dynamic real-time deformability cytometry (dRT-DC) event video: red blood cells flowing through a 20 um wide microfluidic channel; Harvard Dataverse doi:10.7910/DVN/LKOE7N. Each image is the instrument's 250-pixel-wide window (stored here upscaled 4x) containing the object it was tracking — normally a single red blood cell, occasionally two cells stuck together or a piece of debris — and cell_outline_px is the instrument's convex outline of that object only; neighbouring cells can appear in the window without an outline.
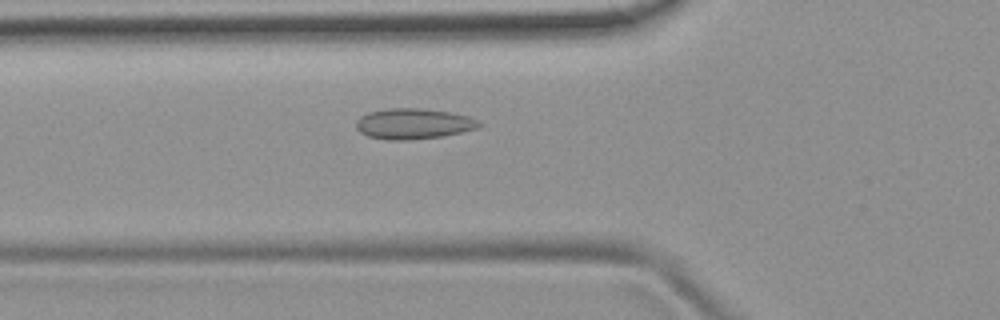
{"species": "common noctule bat (a hibernating species)", "species_latin": "Nyctalus noctula", "temperature_condition": "room temperature", "stored_images_in_passage": 37, "camera_frame_rate_fps": 3000, "um_per_image_px": 0.085, "animal": {"sex": "female", "body_mass_g": 19.9}, "frame": {"image": 1, "passage_image": 3, "time_ms": 0.667, "image_size_px": [1000, 320], "cell_outline_px": [[484, 124], [476, 128], [444, 136], [404, 140], [388, 140], [368, 136], [360, 132], [356, 128], [356, 120], [360, 116], [368, 112], [388, 108], [420, 108], [452, 112], [468, 116]], "centroid_in_image_um": [35.12, 10.51], "position_along_channel_um": 90.7, "area_um2": 21.96}}
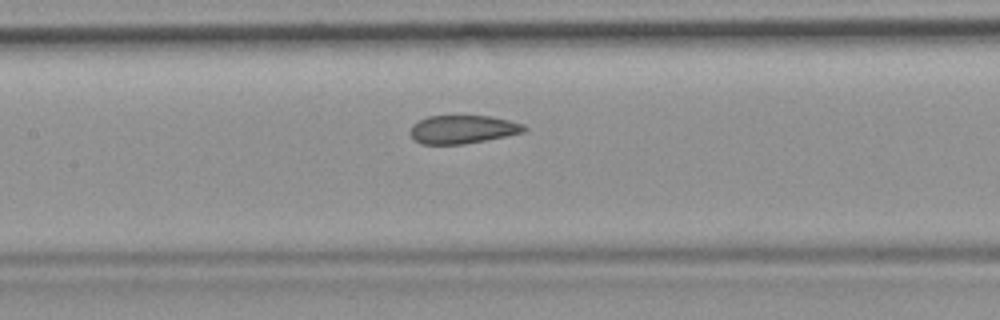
{"frame": {"image": 2, "passage_image": 9, "time_ms": 2.667, "image_size_px": [1000, 320], "cell_outline_px": [[528, 128], [524, 132], [464, 144], [420, 144], [412, 140], [408, 132], [412, 124], [428, 116], [492, 116], [524, 124]], "centroid_in_image_um": [39.27, 11.0], "position_along_channel_um": 168.1, "area_um2": 18.9}}
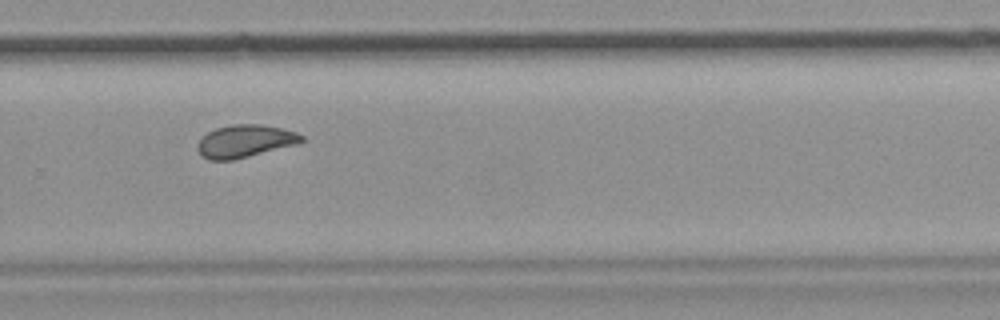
{"frame": {"image": 3, "passage_image": 20, "time_ms": 6.333, "image_size_px": [1000, 320], "cell_outline_px": [[304, 140], [296, 144], [232, 160], [208, 160], [196, 148], [196, 144], [208, 132], [216, 128], [232, 124], [260, 124], [280, 128], [296, 132], [304, 136]], "centroid_in_image_um": [20.81, 11.99], "position_along_channel_um": 309.0, "area_um2": 19.48}, "authors_computed_cell_mechanics": {"area_um2": 19.941, "velocity_mm_per_s": 3.8625, "shape_relaxation_time_tau1_ms": null, "shape_relaxation_time_tau2_ms": 1.1084, "deformation_change_tau1": null, "deformation_change_tau2": 0.0556}}